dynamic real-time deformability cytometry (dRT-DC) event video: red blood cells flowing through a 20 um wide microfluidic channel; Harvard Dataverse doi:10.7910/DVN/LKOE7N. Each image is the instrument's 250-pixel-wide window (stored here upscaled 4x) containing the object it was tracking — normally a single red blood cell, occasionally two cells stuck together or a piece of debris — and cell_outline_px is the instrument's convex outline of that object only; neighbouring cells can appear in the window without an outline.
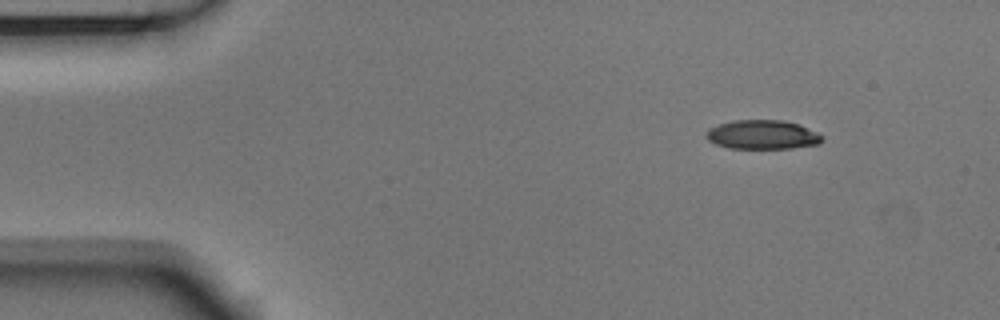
{"species": "Egyptian fruit bat (a non-hibernating species)", "species_latin": "Rousettus aegyptiacus", "temperature_condition": "room temperature", "stored_images_in_passage": 49, "camera_frame_rate_fps": 3000, "um_per_image_px": 0.085, "animal": {"sex": "male"}, "frame": {"image": 1, "passage_image": 1, "time_ms": 0.0, "image_size_px": [1000, 320], "cell_outline_px": [[824, 140], [820, 144], [792, 148], [732, 148], [716, 144], [708, 140], [704, 136], [708, 128], [732, 120], [780, 120], [800, 124], [824, 136]], "centroid_in_image_um": [64.83, 11.44], "position_along_channel_um": 20.2, "area_um2": 19.77}}
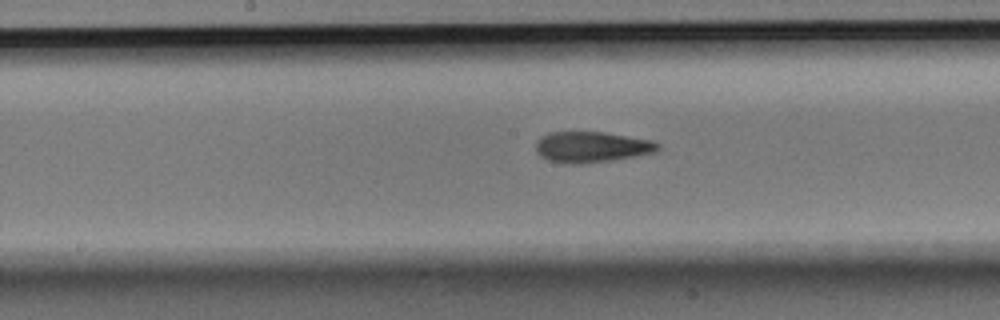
{"frame": {"image": 2, "passage_image": 22, "time_ms": 7.0, "image_size_px": [1000, 320], "cell_outline_px": [[660, 148], [656, 152], [636, 156], [612, 160], [580, 164], [572, 164], [548, 160], [540, 156], [536, 152], [536, 140], [540, 136], [552, 132], [604, 132], [652, 140], [660, 144]], "centroid_in_image_um": [50.29, 12.49], "position_along_channel_um": 197.9, "area_um2": 22.02}}
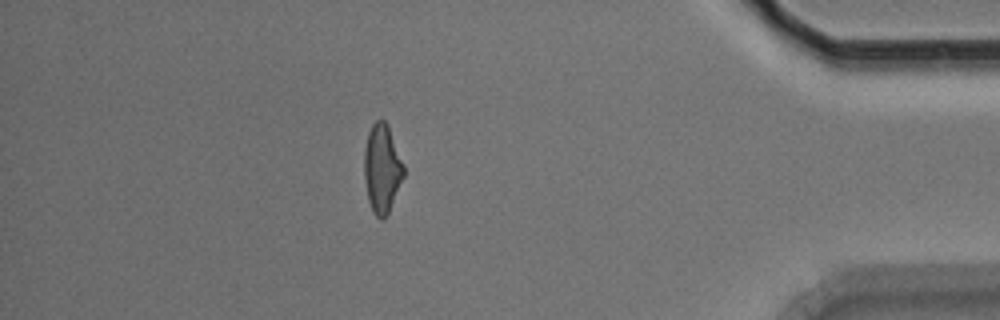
{"frame": {"image": 3, "passage_image": 42, "time_ms": 13.667, "image_size_px": [1000, 320], "cell_outline_px": [[404, 176], [388, 212], [384, 220], [380, 220], [372, 212], [368, 200], [364, 180], [364, 148], [368, 132], [372, 124], [376, 120], [384, 120], [388, 124], [404, 164]], "centroid_in_image_um": [32.46, 14.32], "position_along_channel_um": 402.7, "area_um2": 20.58}, "authors_computed_cell_mechanics": {"area_um2": 20.9236, "velocity_mm_per_s": 3.7097, "shape_relaxation_time_tau1_ms": 6.3135, "shape_relaxation_time_tau2_ms": 3.545, "deformation_change_tau1": 0.1771, "deformation_change_tau2": 0.127}}